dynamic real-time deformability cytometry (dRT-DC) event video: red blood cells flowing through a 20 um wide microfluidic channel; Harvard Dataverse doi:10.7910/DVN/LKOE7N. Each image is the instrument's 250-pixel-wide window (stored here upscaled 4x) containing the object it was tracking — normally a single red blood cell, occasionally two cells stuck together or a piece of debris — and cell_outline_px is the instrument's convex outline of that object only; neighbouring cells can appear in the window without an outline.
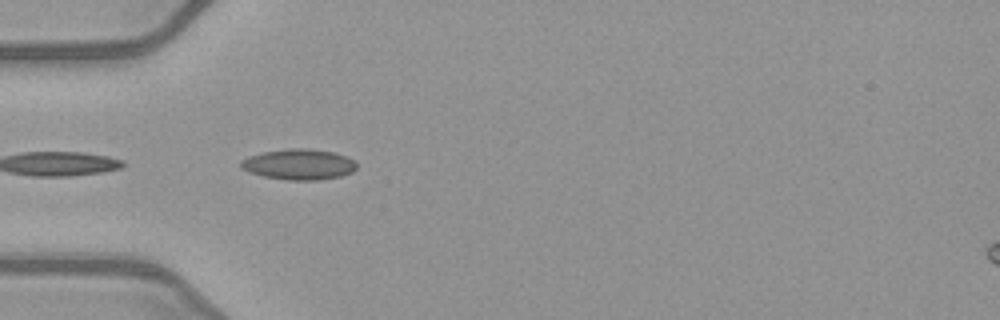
{"species": "common noctule bat (a hibernating species)", "species_latin": "Nyctalus noctula", "temperature_condition": "warm", "stored_images_in_passage": 6, "camera_frame_rate_fps": 3000, "um_per_image_px": 0.085, "animal": {"sex": "female", "body_mass_g": 21.9}, "frame": {"image": 1, "passage_image": 4, "time_ms": 1.0, "image_size_px": [1000, 320], "cell_outline_px": [[356, 168], [352, 172], [340, 176], [320, 180], [288, 180], [264, 176], [252, 172], [244, 168], [240, 164], [240, 160], [264, 152], [288, 148], [304, 148], [332, 152], [344, 156], [352, 160], [356, 164]], "centroid_in_image_um": [25.43, 13.97], "position_along_channel_um": 59.6, "area_um2": 20.23}}